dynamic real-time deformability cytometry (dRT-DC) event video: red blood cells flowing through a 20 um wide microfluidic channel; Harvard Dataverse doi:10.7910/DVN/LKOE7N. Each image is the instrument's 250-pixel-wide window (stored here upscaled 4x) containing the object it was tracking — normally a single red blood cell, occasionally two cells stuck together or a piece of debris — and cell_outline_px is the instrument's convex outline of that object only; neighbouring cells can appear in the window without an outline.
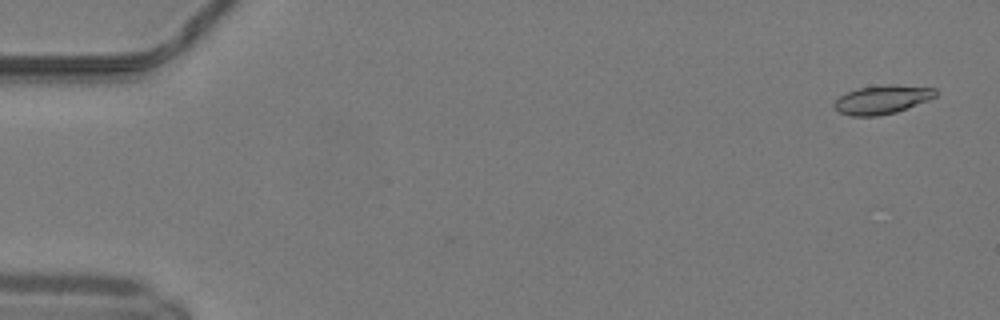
{"species": "common noctule bat (a hibernating species)", "species_latin": "Nyctalus noctula", "temperature_condition": "warm", "stored_images_in_passage": 51, "camera_frame_rate_fps": 3000, "um_per_image_px": 0.085, "animal": {"sex": "male", "body_mass_g": 19.2, "forearm_length_mm": 51.8}, "frame": {"image": 1, "passage_image": 3, "time_ms": 0.667, "image_size_px": [1000, 320], "cell_outline_px": [[936, 96], [928, 100], [896, 112], [876, 116], [852, 116], [840, 112], [832, 104], [840, 96], [848, 92], [860, 88], [888, 84], [892, 84], [936, 88]], "centroid_in_image_um": [75.0, 8.46], "position_along_channel_um": 10.0, "area_um2": 16.7}}
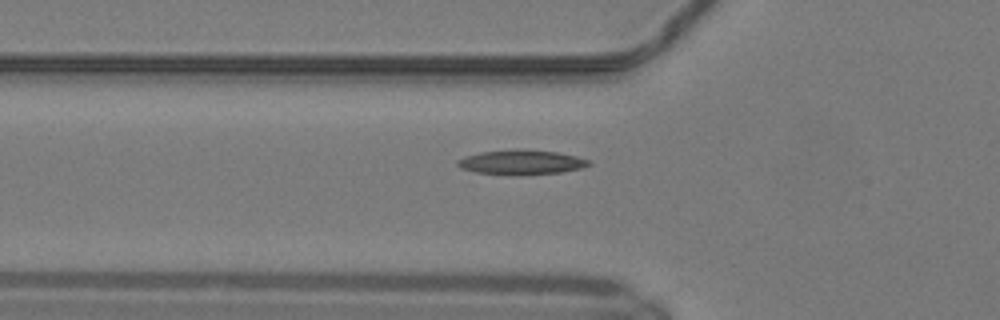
{"frame": {"image": 2, "passage_image": 19, "time_ms": 6.0, "image_size_px": [1000, 320], "cell_outline_px": [[592, 164], [580, 168], [560, 172], [520, 176], [508, 176], [476, 172], [460, 168], [456, 164], [456, 160], [464, 156], [480, 152], [516, 148], [520, 148], [556, 152], [576, 156], [592, 160]], "centroid_in_image_um": [44.28, 13.79], "position_along_channel_um": 81.5, "area_um2": 19.42}}
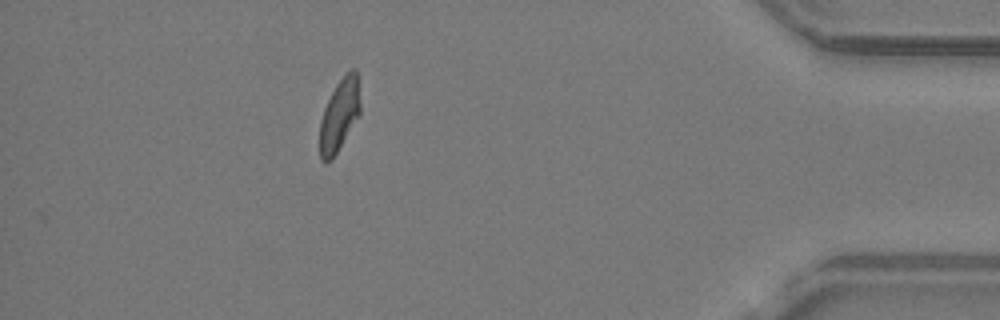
{"frame": {"image": 3, "passage_image": 46, "time_ms": 15.0, "image_size_px": [1000, 320], "cell_outline_px": [[360, 116], [332, 160], [320, 160], [320, 120], [324, 108], [336, 84], [344, 72], [352, 68], [356, 68], [360, 104]], "centroid_in_image_um": [28.86, 9.75], "position_along_channel_um": 406.3, "area_um2": 17.17}, "authors_computed_cell_mechanics": {"area_um2": 17.5134, "velocity_mm_per_s": 4.1515, "shape_relaxation_time_tau1_ms": 4.7446, "shape_relaxation_time_tau2_ms": null, "deformation_change_tau1": 0.1661, "deformation_change_tau2": null}}